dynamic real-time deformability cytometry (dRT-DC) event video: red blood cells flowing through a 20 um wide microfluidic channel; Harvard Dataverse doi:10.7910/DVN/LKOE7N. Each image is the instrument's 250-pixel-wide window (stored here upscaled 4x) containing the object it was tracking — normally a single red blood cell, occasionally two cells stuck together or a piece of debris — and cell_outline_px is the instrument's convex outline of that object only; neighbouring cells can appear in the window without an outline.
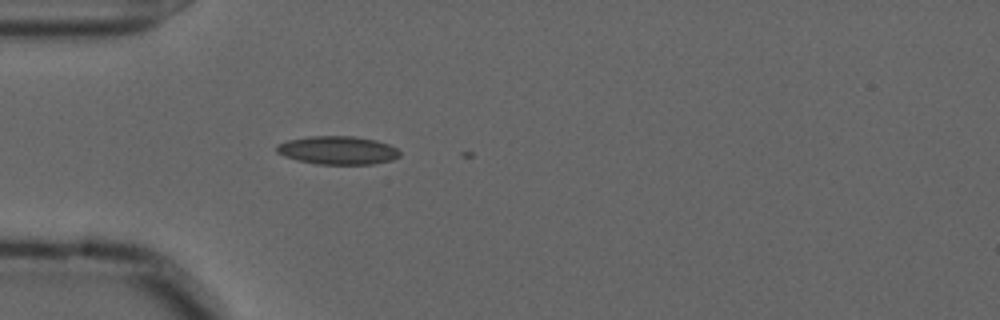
{"species": "common noctule bat (a hibernating species)", "species_latin": "Nyctalus noctula", "temperature_condition": "cold", "stored_images_in_passage": 2, "camera_frame_rate_fps": 3000, "um_per_image_px": 0.085, "animal": {"sex": "male", "forearm_length_mm": 52.5}, "frame": {"image": 1, "passage_image": 1, "time_ms": 0.0, "image_size_px": [1000, 320], "cell_outline_px": [[400, 156], [392, 160], [372, 164], [316, 164], [284, 156], [276, 152], [276, 148], [280, 144], [288, 140], [308, 136], [352, 136], [376, 140], [388, 144], [396, 148], [400, 152]], "centroid_in_image_um": [28.73, 12.77], "position_along_channel_um": 56.3, "area_um2": 20.17}}